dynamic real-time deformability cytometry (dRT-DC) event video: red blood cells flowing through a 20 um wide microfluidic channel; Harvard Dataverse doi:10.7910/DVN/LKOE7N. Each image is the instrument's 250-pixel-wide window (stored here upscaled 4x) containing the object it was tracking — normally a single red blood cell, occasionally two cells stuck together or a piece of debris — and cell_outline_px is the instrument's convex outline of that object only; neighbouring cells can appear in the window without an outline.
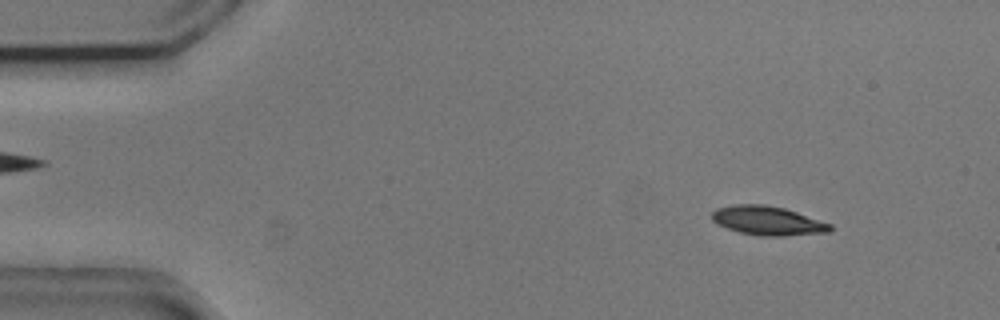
{"species": "common noctule bat (a hibernating species)", "species_latin": "Nyctalus noctula", "temperature_condition": "cold", "stored_images_in_passage": 53, "camera_frame_rate_fps": 3000, "um_per_image_px": 0.085, "animal": {"sex": "male", "body_mass_g": 20.5, "forearm_length_mm": 52.5}, "frame": {"image": 1, "passage_image": 5, "time_ms": 1.333, "image_size_px": [1000, 320], "cell_outline_px": [[832, 232], [784, 236], [760, 236], [740, 232], [716, 224], [712, 220], [712, 212], [716, 208], [732, 204], [764, 204], [784, 208], [832, 224]], "centroid_in_image_um": [65.25, 18.76], "position_along_channel_um": 19.8, "area_um2": 20.11}}
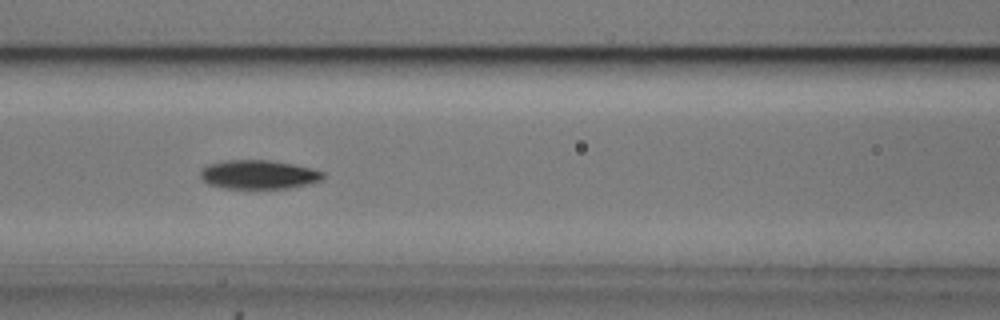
{"frame": {"image": 2, "passage_image": 22, "time_ms": 7.0, "image_size_px": [1000, 320], "cell_outline_px": [[324, 176], [320, 180], [288, 188], [224, 188], [208, 184], [200, 176], [200, 172], [208, 164], [228, 160], [268, 160], [292, 164], [312, 168], [324, 172]], "centroid_in_image_um": [21.96, 14.83], "position_along_channel_um": 144.6, "area_um2": 20.35}}
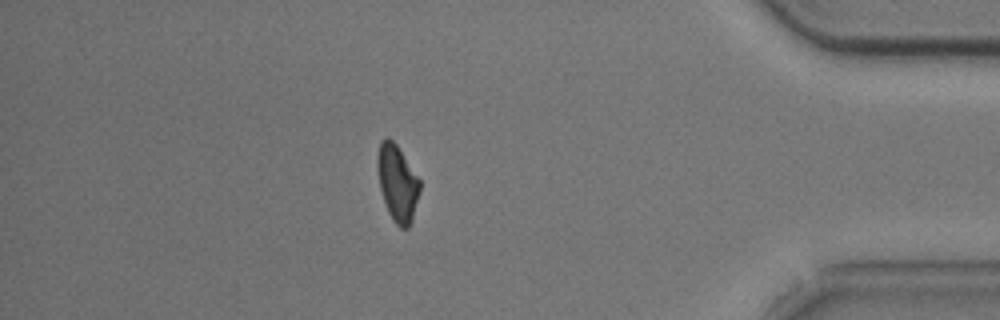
{"frame": {"image": 3, "passage_image": 46, "time_ms": 15.0, "image_size_px": [1000, 320], "cell_outline_px": [[420, 192], [412, 220], [408, 228], [400, 228], [392, 220], [388, 212], [380, 188], [376, 168], [376, 156], [380, 140], [392, 140], [396, 144], [420, 180]], "centroid_in_image_um": [33.76, 15.58], "position_along_channel_um": 401.4, "area_um2": 18.84}, "authors_computed_cell_mechanics": {"area_um2": 19.8832, "velocity_mm_per_s": 3.7049, "shape_relaxation_time_tau1_ms": 2.4936, "shape_relaxation_time_tau2_ms": null, "deformation_change_tau1": 0.1302, "deformation_change_tau2": null}}